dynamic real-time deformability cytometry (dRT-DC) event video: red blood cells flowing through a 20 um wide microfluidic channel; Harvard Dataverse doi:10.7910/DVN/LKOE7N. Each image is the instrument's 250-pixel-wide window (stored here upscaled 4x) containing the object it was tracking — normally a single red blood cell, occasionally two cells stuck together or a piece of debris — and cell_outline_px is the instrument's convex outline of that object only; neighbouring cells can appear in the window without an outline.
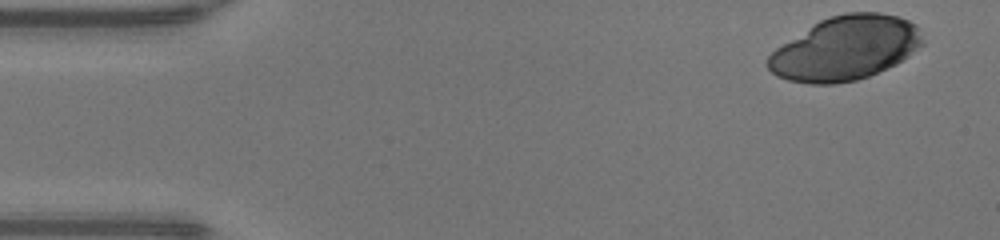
{"species": "human", "species_latin": "Homo sapiens", "temperature_condition": "warm", "stored_images_in_passage": 46, "camera_frame_rate_fps": 3000, "um_per_image_px": 0.085, "donor": {"sex": "male"}, "frame": {"image": 1, "passage_image": 1, "time_ms": 0.0, "image_size_px": [1000, 240], "cell_outline_px": [[924, 44], [908, 56], [896, 64], [868, 76], [856, 80], [836, 84], [812, 84], [788, 80], [776, 76], [764, 64], [768, 56], [776, 48], [812, 24], [820, 20], [844, 12], [880, 12], [900, 16], [916, 24], [920, 28]], "centroid_in_image_um": [71.86, 4.09], "position_along_channel_um": 13.1, "area_um2": 57.97}}